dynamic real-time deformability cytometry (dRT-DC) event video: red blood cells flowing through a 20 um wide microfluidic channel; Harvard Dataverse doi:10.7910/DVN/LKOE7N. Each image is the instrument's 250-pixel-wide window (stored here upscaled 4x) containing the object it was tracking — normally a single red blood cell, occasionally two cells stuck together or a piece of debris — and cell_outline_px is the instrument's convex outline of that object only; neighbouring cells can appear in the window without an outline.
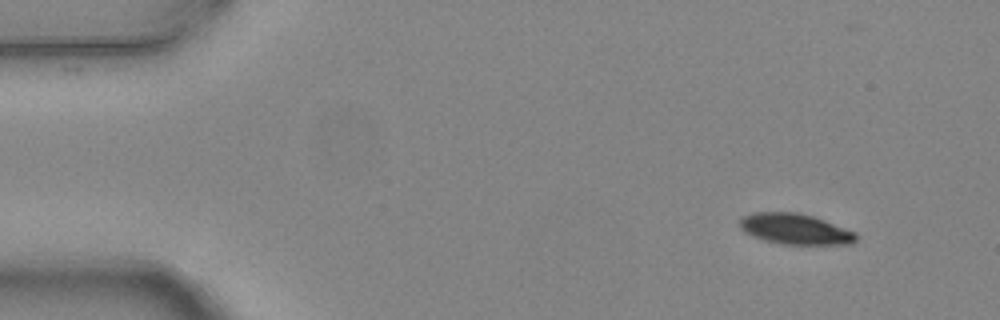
{"species": "common noctule bat (a hibernating species)", "species_latin": "Nyctalus noctula", "temperature_condition": "warm", "stored_images_in_passage": 2, "camera_frame_rate_fps": 3000, "um_per_image_px": 0.085, "animal": {"sex": "female", "body_mass_g": 24.6, "forearm_length_mm": 56.2}, "frame": {"image": 1, "passage_image": 1, "time_ms": 0.0, "image_size_px": [1000, 320], "cell_outline_px": [[856, 240], [852, 244], [780, 244], [764, 240], [752, 236], [744, 232], [740, 228], [740, 220], [744, 216], [752, 212], [800, 212], [824, 220], [856, 232]], "centroid_in_image_um": [67.57, 19.46], "position_along_channel_um": 17.4, "area_um2": 20.81}}